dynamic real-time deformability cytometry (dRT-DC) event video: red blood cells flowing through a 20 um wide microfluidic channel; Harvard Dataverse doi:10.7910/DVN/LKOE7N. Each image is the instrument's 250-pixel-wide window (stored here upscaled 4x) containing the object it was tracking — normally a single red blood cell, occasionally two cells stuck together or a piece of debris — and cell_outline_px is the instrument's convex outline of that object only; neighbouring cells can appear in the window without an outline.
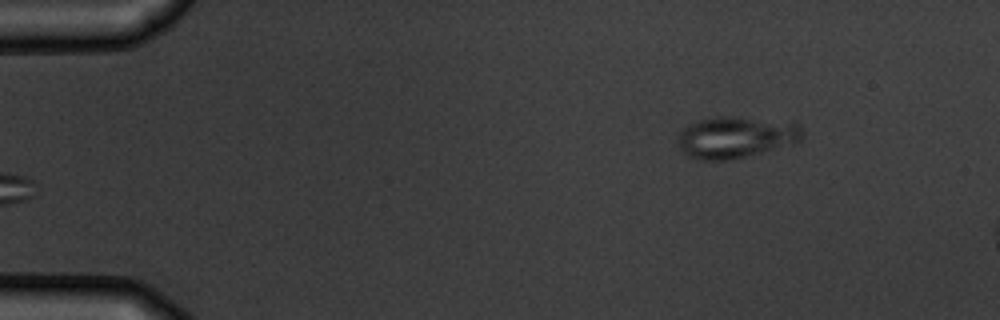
{"species": "common noctule bat (a hibernating species)", "species_latin": "Nyctalus noctula", "temperature_condition": "warm", "stored_images_in_passage": 3, "camera_frame_rate_fps": 3000, "um_per_image_px": 0.085, "animal": {"sex": "male", "body_mass_g": 19.5, "forearm_length_mm": 54.6}, "frame": {"image": 1, "passage_image": 3, "time_ms": 2.333, "image_size_px": [1000, 320], "cell_outline_px": [[804, 136], [800, 140], [792, 144], [732, 160], [700, 160], [688, 156], [680, 148], [676, 136], [688, 124], [700, 120], [716, 116], [736, 116], [792, 120], [800, 124]], "centroid_in_image_um": [62.6, 11.63], "position_along_channel_um": 22.4, "area_um2": 30.87}}